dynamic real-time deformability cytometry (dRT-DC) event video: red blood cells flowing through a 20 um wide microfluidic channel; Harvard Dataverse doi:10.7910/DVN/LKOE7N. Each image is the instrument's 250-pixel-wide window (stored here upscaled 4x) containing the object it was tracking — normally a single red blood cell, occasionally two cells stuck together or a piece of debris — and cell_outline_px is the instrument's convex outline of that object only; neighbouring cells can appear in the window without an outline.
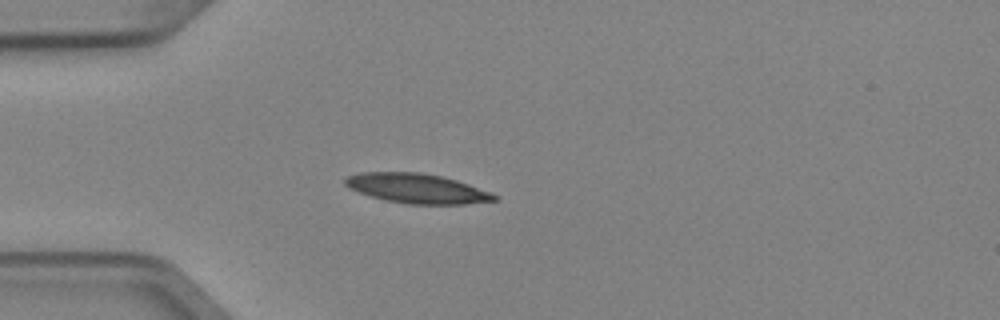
{"species": "Egyptian fruit bat (a non-hibernating species)", "species_latin": "Rousettus aegyptiacus", "temperature_condition": "cold", "stored_images_in_passage": 5, "camera_frame_rate_fps": 3000, "um_per_image_px": 0.085, "animal": {"sex": "female"}, "frame": {"image": 1, "passage_image": 5, "time_ms": 1.333, "image_size_px": [1000, 320], "cell_outline_px": [[500, 200], [464, 204], [408, 204], [388, 200], [372, 196], [348, 188], [344, 184], [344, 180], [348, 176], [360, 172], [420, 172], [440, 176], [456, 180], [492, 192], [500, 196]], "centroid_in_image_um": [35.49, 16.02], "position_along_channel_um": 49.5, "area_um2": 25.72}}